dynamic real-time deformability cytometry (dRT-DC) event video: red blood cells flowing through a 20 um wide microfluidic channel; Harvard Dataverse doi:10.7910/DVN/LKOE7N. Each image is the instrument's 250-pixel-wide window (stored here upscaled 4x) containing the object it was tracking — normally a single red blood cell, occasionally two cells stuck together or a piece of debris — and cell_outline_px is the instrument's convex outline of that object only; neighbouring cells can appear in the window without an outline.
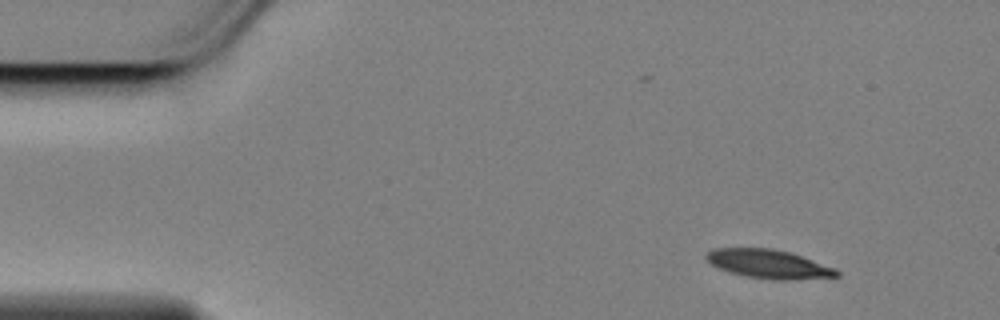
{"species": "Egyptian fruit bat (a non-hibernating species)", "species_latin": "Rousettus aegyptiacus", "temperature_condition": "cold", "stored_images_in_passage": 9, "camera_frame_rate_fps": 3000, "um_per_image_px": 0.085, "animal": {"sex": "female"}, "frame": {"image": 1, "passage_image": 1, "time_ms": 0.0, "image_size_px": [1000, 320], "cell_outline_px": [[840, 276], [792, 280], [772, 280], [744, 276], [728, 272], [712, 264], [704, 256], [712, 248], [772, 248], [792, 252], [836, 268], [840, 272]], "centroid_in_image_um": [65.37, 22.44], "position_along_channel_um": 19.6, "area_um2": 22.14}}